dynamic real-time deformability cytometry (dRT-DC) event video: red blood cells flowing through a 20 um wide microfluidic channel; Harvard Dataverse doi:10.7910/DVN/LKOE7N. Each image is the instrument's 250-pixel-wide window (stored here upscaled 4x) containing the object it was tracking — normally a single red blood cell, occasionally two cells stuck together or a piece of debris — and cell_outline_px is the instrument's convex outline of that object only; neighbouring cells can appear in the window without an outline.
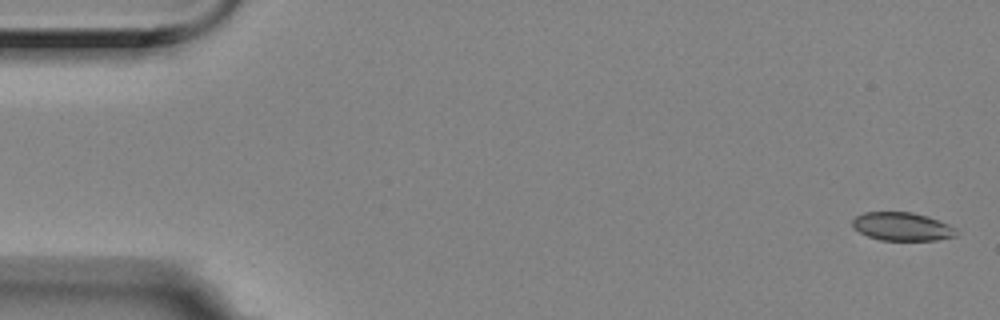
{"species": "Egyptian fruit bat (a non-hibernating species)", "species_latin": "Rousettus aegyptiacus", "temperature_condition": "room temperature", "stored_images_in_passage": 56, "camera_frame_rate_fps": 3000, "um_per_image_px": 0.085, "animal": {"sex": "female"}, "frame": {"image": 1, "passage_image": 1, "time_ms": 0.0, "image_size_px": [1000, 320], "cell_outline_px": [[956, 236], [936, 240], [880, 240], [868, 236], [860, 232], [852, 224], [852, 220], [856, 216], [864, 212], [912, 212], [928, 216], [940, 220], [956, 228]], "centroid_in_image_um": [76.7, 19.25], "position_along_channel_um": 8.3, "area_um2": 17.11}}
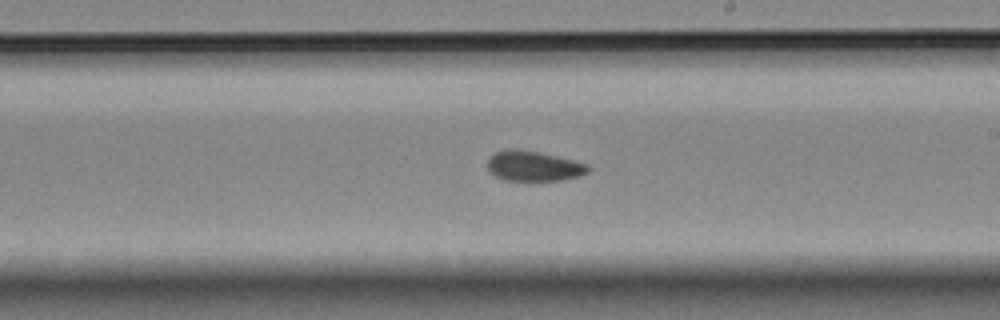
{"frame": {"image": 2, "passage_image": 32, "time_ms": 10.333, "image_size_px": [1000, 320], "cell_outline_px": [[592, 168], [588, 172], [580, 176], [564, 180], [504, 180], [496, 176], [488, 168], [488, 160], [496, 152], [508, 148], [516, 148], [556, 156], [588, 164]], "centroid_in_image_um": [45.4, 14.11], "position_along_channel_um": 243.6, "area_um2": 17.51}}
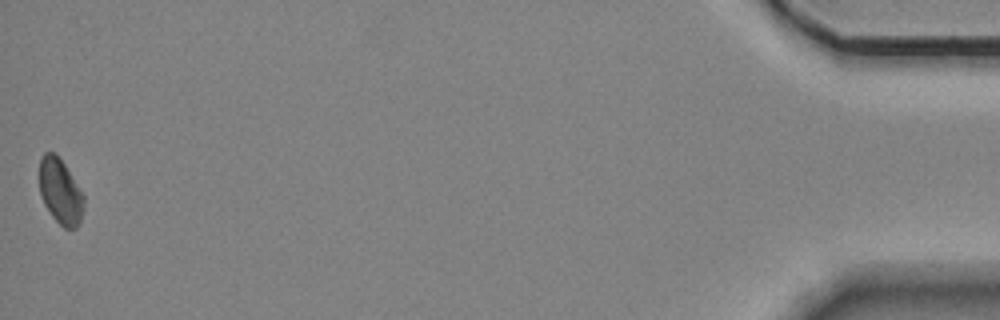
{"frame": {"image": 3, "passage_image": 56, "time_ms": 18.333, "image_size_px": [1000, 320], "cell_outline_px": [[84, 208], [80, 224], [76, 228], [64, 228], [52, 216], [44, 204], [40, 192], [40, 156], [44, 152], [56, 152], [64, 164], [84, 196]], "centroid_in_image_um": [5.13, 16.27], "position_along_channel_um": 430.1, "area_um2": 16.88}, "authors_computed_cell_mechanics": {"area_um2": 17.7157, "velocity_mm_per_s": 3.5165, "shape_relaxation_time_tau1_ms": 4.4008, "shape_relaxation_time_tau2_ms": 2.4755, "deformation_change_tau1": 0.0521, "deformation_change_tau2": 0.0503}}